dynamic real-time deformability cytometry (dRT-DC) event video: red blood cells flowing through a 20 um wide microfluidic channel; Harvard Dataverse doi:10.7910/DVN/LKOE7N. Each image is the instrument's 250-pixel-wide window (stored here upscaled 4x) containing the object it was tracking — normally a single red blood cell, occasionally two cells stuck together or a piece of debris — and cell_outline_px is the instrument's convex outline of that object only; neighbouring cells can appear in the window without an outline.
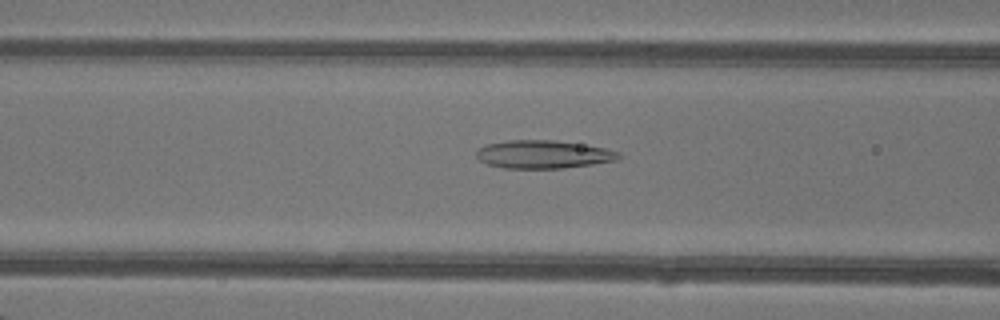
{"species": "common noctule bat (a hibernating species)", "species_latin": "Nyctalus noctula", "temperature_condition": "warm", "stored_images_in_passage": 48, "camera_frame_rate_fps": 3000, "um_per_image_px": 0.085, "animal": {"sex": "female"}, "frame": {"image": 1, "passage_image": 20, "time_ms": 6.333, "image_size_px": [1000, 320], "cell_outline_px": [[620, 160], [564, 168], [504, 168], [488, 164], [480, 160], [476, 156], [476, 148], [484, 144], [508, 140], [556, 140], [604, 148], [620, 152]], "centroid_in_image_um": [46.15, 13.11], "position_along_channel_um": 120.4, "area_um2": 23.41}}
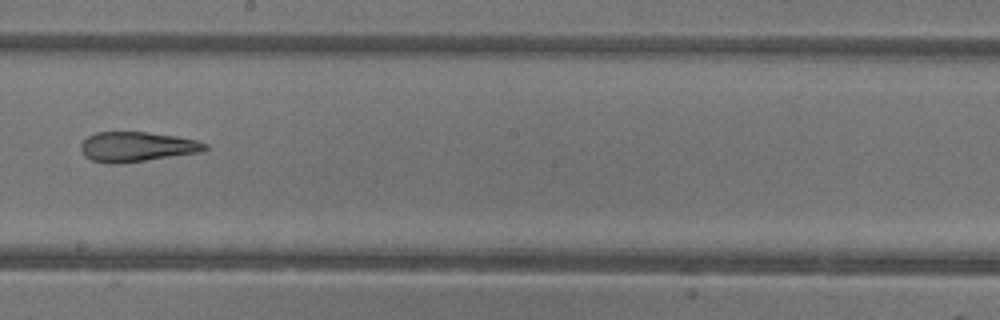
{"frame": {"image": 2, "passage_image": 28, "time_ms": 9.0, "image_size_px": [1000, 320], "cell_outline_px": [[208, 148], [200, 152], [116, 164], [108, 164], [92, 160], [84, 156], [80, 148], [80, 144], [88, 136], [96, 132], [148, 132], [176, 136], [196, 140], [208, 144]], "centroid_in_image_um": [11.6, 12.47], "position_along_channel_um": 236.6, "area_um2": 21.5}}
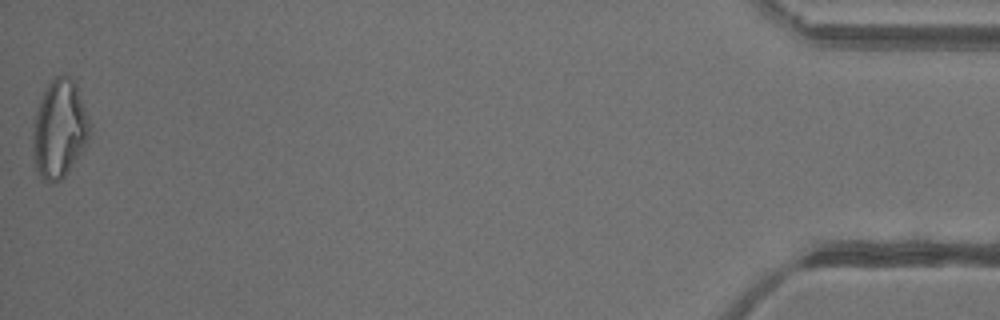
{"frame": {"image": 3, "passage_image": 48, "time_ms": 15.667, "image_size_px": [1000, 320], "cell_outline_px": [[92, 124], [88, 136], [80, 152], [68, 172], [60, 180], [52, 184], [40, 180], [36, 168], [32, 152], [32, 136], [36, 112], [40, 100], [48, 84], [56, 76], [68, 76], [76, 84]], "centroid_in_image_um": [5.03, 11.0], "position_along_channel_um": 430.2, "area_um2": 32.43}, "authors_computed_cell_mechanics": {"area_um2": 25.432, "velocity_mm_per_s": 4.3508, "shape_relaxation_time_tau1_ms": null, "shape_relaxation_time_tau2_ms": 1.8267, "deformation_change_tau1": null, "deformation_change_tau2": 0.1185}}